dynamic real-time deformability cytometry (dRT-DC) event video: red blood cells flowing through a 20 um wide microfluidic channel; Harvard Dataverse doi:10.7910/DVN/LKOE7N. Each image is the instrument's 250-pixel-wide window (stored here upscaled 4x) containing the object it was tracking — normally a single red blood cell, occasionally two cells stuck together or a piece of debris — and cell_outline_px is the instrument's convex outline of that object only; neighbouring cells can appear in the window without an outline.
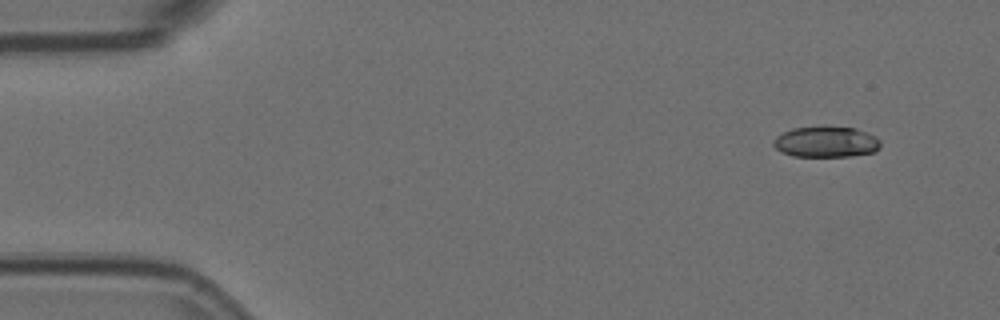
{"species": "Egyptian fruit bat (a non-hibernating species)", "species_latin": "Rousettus aegyptiacus", "temperature_condition": "room temperature", "stored_images_in_passage": 9, "camera_frame_rate_fps": 3000, "um_per_image_px": 0.085, "animal": {"sex": "female"}, "frame": {"image": 1, "passage_image": 1, "time_ms": 0.0, "image_size_px": [1000, 320], "cell_outline_px": [[880, 148], [876, 152], [852, 156], [792, 156], [780, 152], [772, 144], [772, 140], [776, 136], [792, 128], [820, 124], [856, 128], [876, 136], [880, 140]], "centroid_in_image_um": [70.21, 12.03], "position_along_channel_um": 14.8, "area_um2": 20.0}}
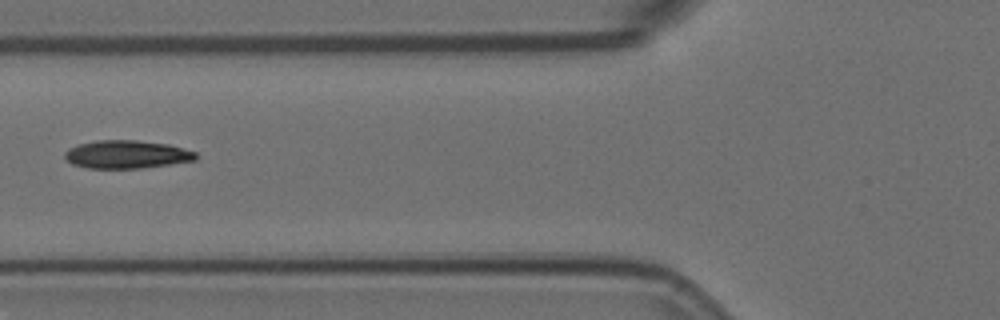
{"frame": {"image": 2, "passage_image": 6, "time_ms": 1.667, "image_size_px": [1000, 320], "cell_outline_px": [[196, 160], [140, 168], [88, 168], [72, 164], [64, 160], [64, 152], [68, 148], [76, 144], [96, 140], [136, 140], [168, 144], [196, 152]], "centroid_in_image_um": [10.69, 13.12], "position_along_channel_um": 115.1, "area_um2": 21.5}}
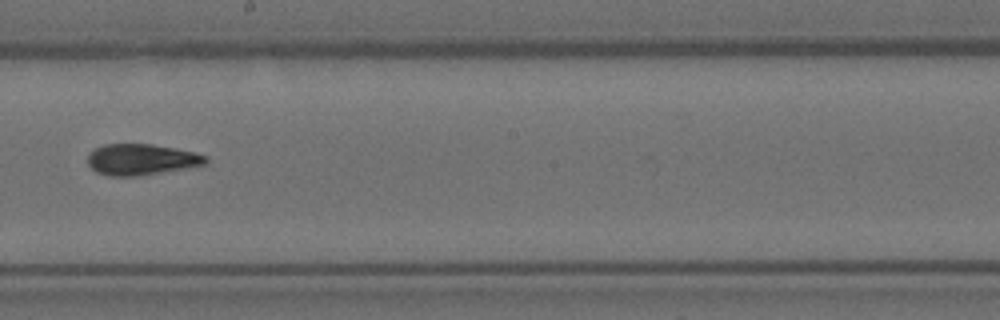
{"frame": {"image": 3, "passage_image": 9, "time_ms": 2.667, "image_size_px": [1000, 320], "cell_outline_px": [[208, 164], [136, 176], [108, 176], [96, 172], [88, 164], [88, 156], [96, 148], [104, 144], [152, 144], [192, 152], [208, 156]], "centroid_in_image_um": [12.01, 13.56], "position_along_channel_um": 236.2, "area_um2": 21.1}}